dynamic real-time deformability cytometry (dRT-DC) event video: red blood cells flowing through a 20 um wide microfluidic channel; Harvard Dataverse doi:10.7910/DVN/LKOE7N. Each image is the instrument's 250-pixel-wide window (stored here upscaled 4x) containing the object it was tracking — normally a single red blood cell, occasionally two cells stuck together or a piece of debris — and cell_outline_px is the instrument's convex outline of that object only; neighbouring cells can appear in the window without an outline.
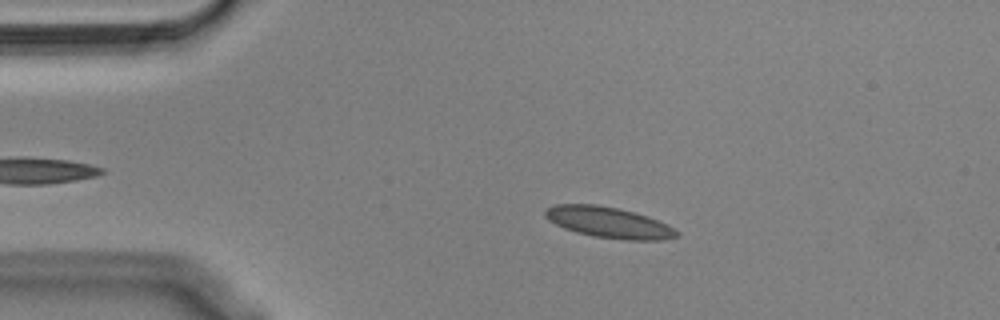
{"species": "Egyptian fruit bat (a non-hibernating species)", "species_latin": "Rousettus aegyptiacus", "temperature_condition": "cold", "stored_images_in_passage": 45, "camera_frame_rate_fps": 3000, "um_per_image_px": 0.085, "animal": {"sex": "male"}, "frame": {"image": 1, "passage_image": 10, "time_ms": 3.0, "image_size_px": [1000, 320], "cell_outline_px": [[680, 232], [676, 236], [660, 240], [624, 240], [592, 236], [576, 232], [564, 228], [548, 220], [544, 216], [544, 212], [548, 208], [556, 204], [596, 204], [620, 208], [636, 212], [648, 216], [668, 224]], "centroid_in_image_um": [51.75, 18.9], "position_along_channel_um": 33.2, "area_um2": 23.87}}
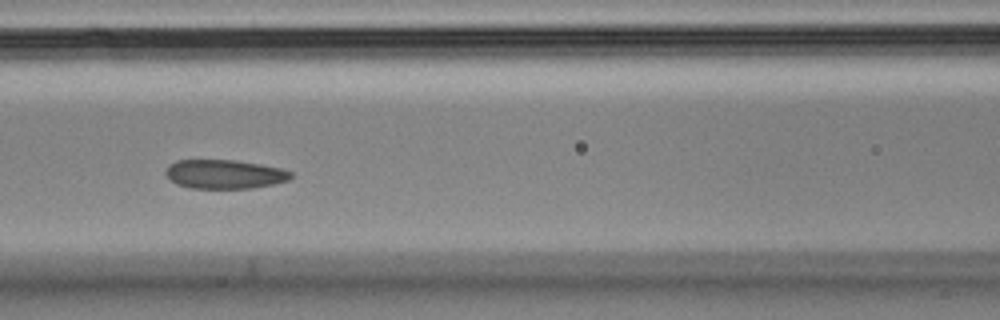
{"frame": {"image": 2, "passage_image": 23, "time_ms": 7.333, "image_size_px": [1000, 320], "cell_outline_px": [[292, 176], [288, 180], [272, 184], [252, 188], [192, 188], [176, 184], [168, 180], [164, 172], [168, 164], [176, 160], [236, 160], [260, 164], [280, 168], [292, 172]], "centroid_in_image_um": [19.03, 14.8], "position_along_channel_um": 147.6, "area_um2": 21.27}}
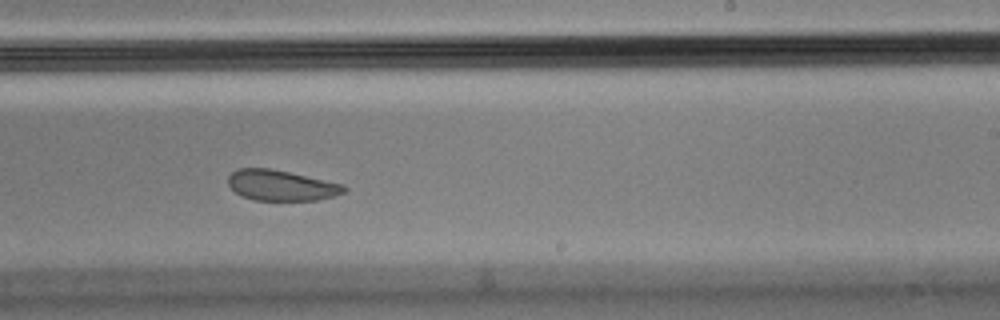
{"frame": {"image": 3, "passage_image": 33, "time_ms": 10.667, "image_size_px": [1000, 320], "cell_outline_px": [[348, 188], [344, 192], [336, 196], [316, 200], [252, 200], [236, 192], [228, 184], [228, 176], [236, 168], [268, 168], [288, 172], [344, 184]], "centroid_in_image_um": [23.91, 15.76], "position_along_channel_um": 265.1, "area_um2": 20.58}, "authors_computed_cell_mechanics": {"area_um2": 22.7154, "velocity_mm_per_s": 3.5382, "shape_relaxation_time_tau1_ms": 4.9078, "shape_relaxation_time_tau2_ms": 1.3508, "deformation_change_tau1": 0.09, "deformation_change_tau2": 0.0415}}